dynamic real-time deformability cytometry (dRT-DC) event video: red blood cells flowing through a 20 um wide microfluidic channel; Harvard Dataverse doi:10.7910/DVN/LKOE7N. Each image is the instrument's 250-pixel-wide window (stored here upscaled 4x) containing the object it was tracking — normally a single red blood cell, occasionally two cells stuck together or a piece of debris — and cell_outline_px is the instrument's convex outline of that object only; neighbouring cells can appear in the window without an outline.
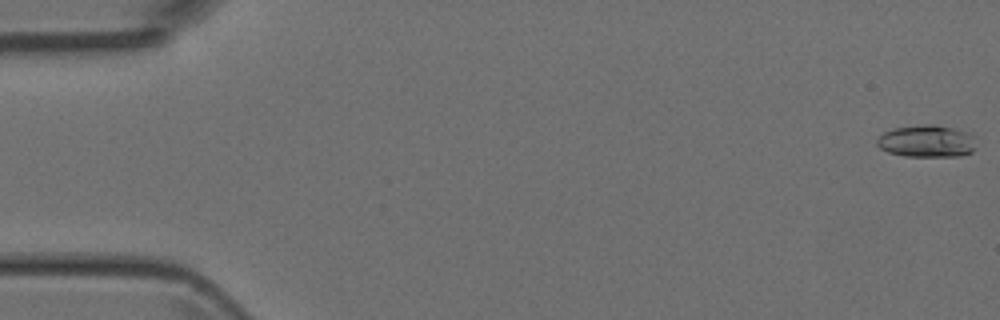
{"species": "Egyptian fruit bat (a non-hibernating species)", "species_latin": "Rousettus aegyptiacus", "temperature_condition": "room temperature", "stored_images_in_passage": 47, "camera_frame_rate_fps": 3000, "um_per_image_px": 0.085, "animal": {"sex": "female"}, "frame": {"image": 1, "passage_image": 1, "time_ms": 0.0, "image_size_px": [1000, 320], "cell_outline_px": [[976, 148], [972, 152], [960, 156], [904, 156], [888, 152], [880, 148], [876, 144], [876, 140], [884, 132], [892, 128], [924, 124], [932, 124], [972, 132]], "centroid_in_image_um": [78.79, 12.0], "position_along_channel_um": 6.2, "area_um2": 18.79}}
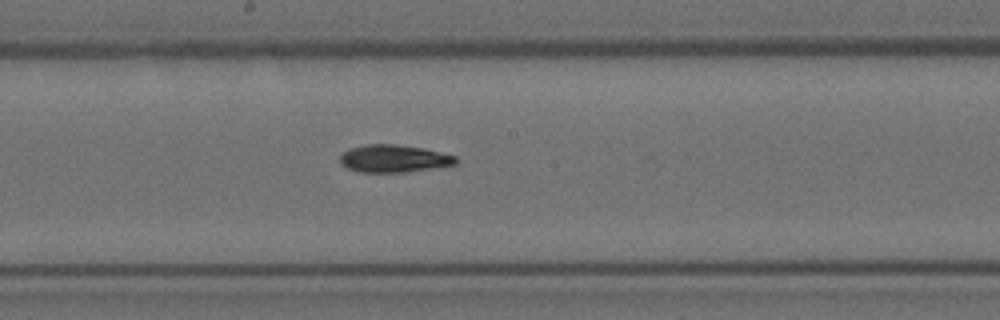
{"frame": {"image": 2, "passage_image": 27, "time_ms": 8.667, "image_size_px": [1000, 320], "cell_outline_px": [[456, 164], [408, 172], [360, 172], [348, 168], [340, 164], [340, 156], [348, 148], [368, 144], [396, 144], [424, 148], [456, 156]], "centroid_in_image_um": [33.45, 13.47], "position_along_channel_um": 214.8, "area_um2": 18.55}}
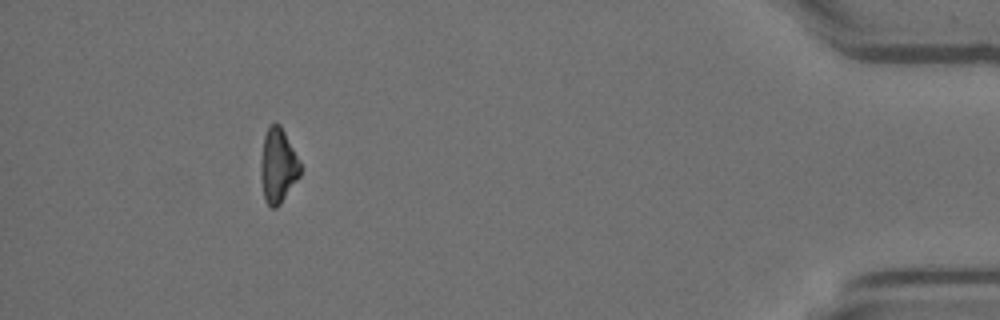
{"frame": {"image": 3, "passage_image": 46, "time_ms": 15.0, "image_size_px": [1000, 320], "cell_outline_px": [[300, 176], [280, 204], [276, 208], [272, 208], [264, 200], [260, 176], [260, 160], [264, 136], [268, 128], [272, 124], [280, 124], [300, 160]], "centroid_in_image_um": [23.62, 14.1], "position_along_channel_um": 411.6, "area_um2": 17.22}}